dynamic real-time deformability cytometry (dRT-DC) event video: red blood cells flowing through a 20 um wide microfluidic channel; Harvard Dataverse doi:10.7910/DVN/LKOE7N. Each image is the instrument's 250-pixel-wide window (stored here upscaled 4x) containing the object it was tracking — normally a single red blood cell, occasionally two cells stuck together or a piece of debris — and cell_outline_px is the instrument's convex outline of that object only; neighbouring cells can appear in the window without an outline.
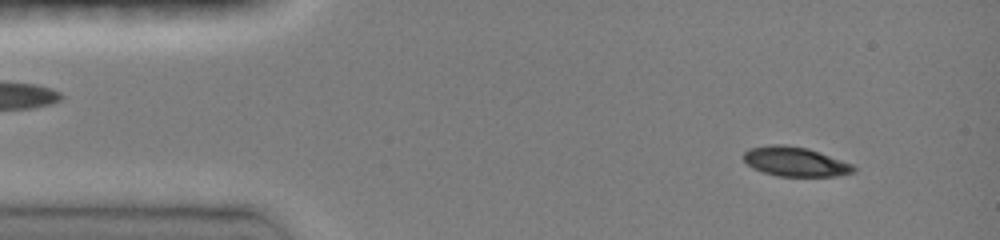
{"species": "common noctule bat (a hibernating species)", "species_latin": "Nyctalus noctula", "temperature_condition": "room temperature", "stored_images_in_passage": 46, "camera_frame_rate_fps": 3000, "um_per_image_px": 0.085, "animal": {"sex": "female", "body_mass_g": 19.0, "forearm_length_mm": 51.5}, "frame": {"image": 1, "passage_image": 4, "time_ms": 1.0, "image_size_px": [1000, 240], "cell_outline_px": [[856, 172], [836, 176], [776, 176], [752, 168], [744, 160], [744, 152], [748, 148], [772, 144], [784, 144], [808, 148], [852, 164], [856, 168]], "centroid_in_image_um": [67.58, 13.74], "position_along_channel_um": 17.4, "area_um2": 18.9}}
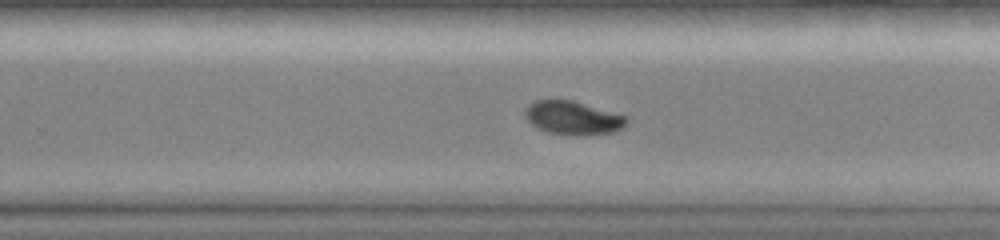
{"frame": {"image": 2, "passage_image": 29, "time_ms": 9.333, "image_size_px": [1000, 240], "cell_outline_px": [[628, 120], [616, 132], [580, 136], [548, 132], [536, 128], [524, 116], [524, 112], [528, 104], [536, 100], [572, 100], [628, 116]], "centroid_in_image_um": [48.69, 10.02], "position_along_channel_um": 281.1, "area_um2": 19.88}}
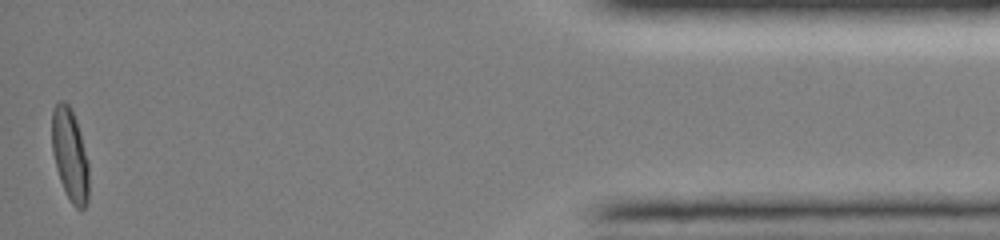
{"frame": {"image": 3, "passage_image": 45, "time_ms": 14.667, "image_size_px": [1000, 240], "cell_outline_px": [[88, 200], [84, 208], [80, 212], [72, 204], [60, 180], [56, 168], [52, 152], [52, 112], [56, 100], [64, 100], [72, 108], [80, 132], [88, 160]], "centroid_in_image_um": [5.94, 13.13], "position_along_channel_um": 429.3, "area_um2": 20.06}, "authors_computed_cell_mechanics": {"area_um2": 20.0855, "velocity_mm_per_s": 4.1096, "shape_relaxation_time_tau1_ms": 4.0343, "shape_relaxation_time_tau2_ms": 2.3336, "deformation_change_tau1": 0.1658, "deformation_change_tau2": 0.0294}}